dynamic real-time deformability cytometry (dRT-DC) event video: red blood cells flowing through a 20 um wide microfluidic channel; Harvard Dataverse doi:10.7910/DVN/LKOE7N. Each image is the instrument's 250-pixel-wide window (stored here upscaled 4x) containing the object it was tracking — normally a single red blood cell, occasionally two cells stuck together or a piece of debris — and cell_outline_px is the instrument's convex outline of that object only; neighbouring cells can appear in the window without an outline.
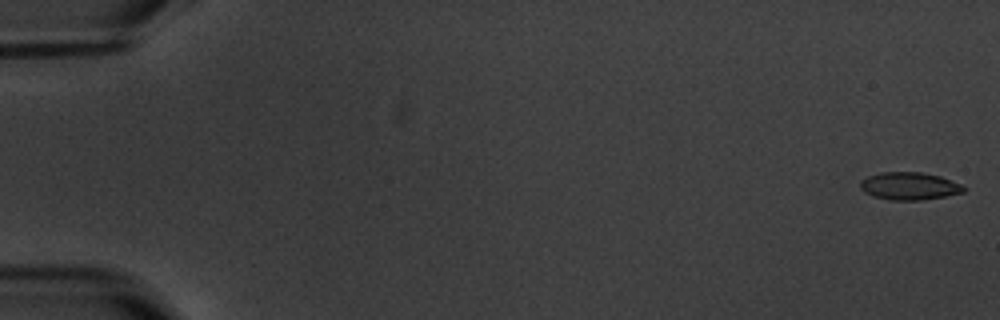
{"species": "common noctule bat (a hibernating species)", "species_latin": "Nyctalus noctula", "temperature_condition": "warm", "stored_images_in_passage": 5, "camera_frame_rate_fps": 3000, "um_per_image_px": 0.085, "animal": {"sex": "male", "body_mass_g": 20.1, "forearm_length_mm": 53.5}, "frame": {"image": 1, "passage_image": 1, "time_ms": 0.0, "image_size_px": [1000, 320], "cell_outline_px": [[968, 188], [964, 192], [944, 196], [920, 200], [892, 200], [872, 196], [864, 192], [860, 188], [860, 180], [868, 176], [880, 172], [924, 172], [940, 176], [960, 184]], "centroid_in_image_um": [77.28, 15.81], "position_along_channel_um": 7.7, "area_um2": 16.7}}